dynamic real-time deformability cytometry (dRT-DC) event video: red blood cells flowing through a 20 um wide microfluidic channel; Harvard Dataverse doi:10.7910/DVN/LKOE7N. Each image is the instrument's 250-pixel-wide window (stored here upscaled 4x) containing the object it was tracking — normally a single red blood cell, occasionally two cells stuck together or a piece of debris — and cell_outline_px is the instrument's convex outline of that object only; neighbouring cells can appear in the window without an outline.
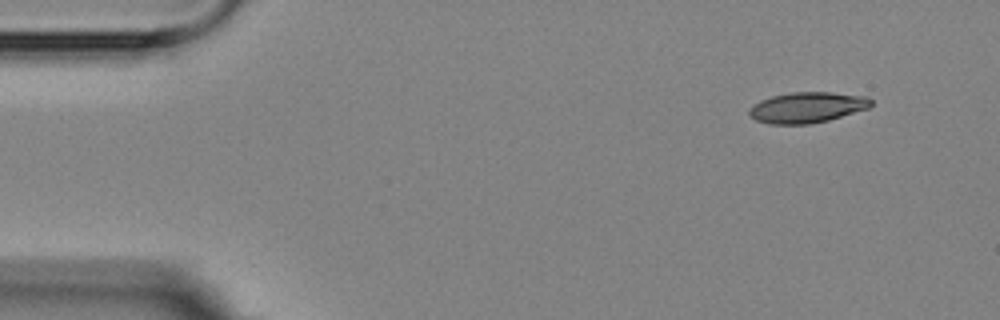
{"species": "Egyptian fruit bat (a non-hibernating species)", "species_latin": "Rousettus aegyptiacus", "temperature_condition": "room temperature", "stored_images_in_passage": 4, "camera_frame_rate_fps": 3000, "um_per_image_px": 0.085, "animal": {"sex": "female"}, "frame": {"image": 1, "passage_image": 1, "time_ms": 0.0, "image_size_px": [1000, 320], "cell_outline_px": [[872, 104], [868, 108], [828, 120], [808, 124], [768, 124], [756, 120], [748, 112], [760, 100], [772, 96], [792, 92], [832, 92], [868, 96], [872, 100]], "centroid_in_image_um": [68.64, 9.12], "position_along_channel_um": 16.4, "area_um2": 21.62}}